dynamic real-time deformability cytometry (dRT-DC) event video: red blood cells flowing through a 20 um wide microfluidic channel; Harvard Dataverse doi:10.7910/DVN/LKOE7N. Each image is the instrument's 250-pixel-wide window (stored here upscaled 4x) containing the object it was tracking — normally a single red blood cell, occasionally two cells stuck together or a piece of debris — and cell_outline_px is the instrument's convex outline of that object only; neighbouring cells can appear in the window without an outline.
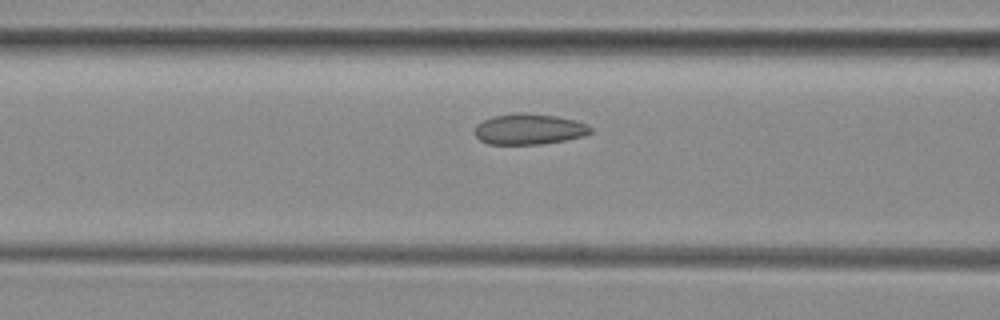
{"species": "common noctule bat (a hibernating species)", "species_latin": "Nyctalus noctula", "temperature_condition": "room temperature", "stored_images_in_passage": 7, "camera_frame_rate_fps": 3000, "um_per_image_px": 0.085, "animal": {"sex": "female", "body_mass_g": 29.2, "forearm_length_mm": 56.3}, "frame": {"image": 1, "passage_image": 5, "time_ms": 1.333, "image_size_px": [1000, 320], "cell_outline_px": [[592, 132], [584, 136], [564, 140], [540, 144], [488, 144], [480, 140], [476, 136], [476, 124], [492, 116], [512, 112], [524, 112], [556, 116], [576, 120], [588, 124], [592, 128]], "centroid_in_image_um": [44.98, 10.96], "position_along_channel_um": 121.6, "area_um2": 20.92}}